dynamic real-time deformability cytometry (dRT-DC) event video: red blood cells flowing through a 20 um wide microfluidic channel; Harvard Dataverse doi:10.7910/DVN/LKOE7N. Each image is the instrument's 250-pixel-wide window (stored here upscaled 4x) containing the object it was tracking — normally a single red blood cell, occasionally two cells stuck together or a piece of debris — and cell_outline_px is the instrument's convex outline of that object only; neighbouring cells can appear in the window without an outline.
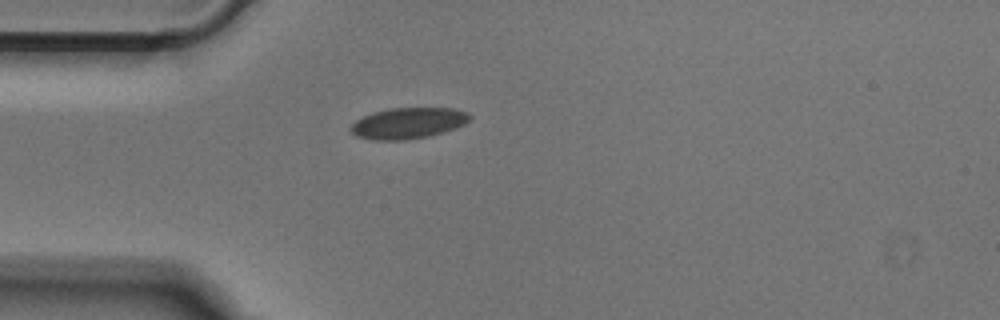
{"species": "Egyptian fruit bat (a non-hibernating species)", "species_latin": "Rousettus aegyptiacus", "temperature_condition": "cold", "stored_images_in_passage": 21, "segment_of_instrument_passage": [1, 2], "camera_frame_rate_fps": 3000, "um_per_image_px": 0.085, "animal": {"sex": "male"}, "frame": {"image": 1, "passage_image": 1, "time_ms": 0.0, "image_size_px": [1000, 320], "cell_outline_px": [[472, 116], [464, 124], [456, 128], [444, 132], [428, 136], [404, 140], [372, 140], [356, 136], [348, 128], [356, 120], [372, 112], [388, 108], [452, 108], [468, 112]], "centroid_in_image_um": [34.68, 10.46], "position_along_channel_um": 50.3, "area_um2": 21.62}}
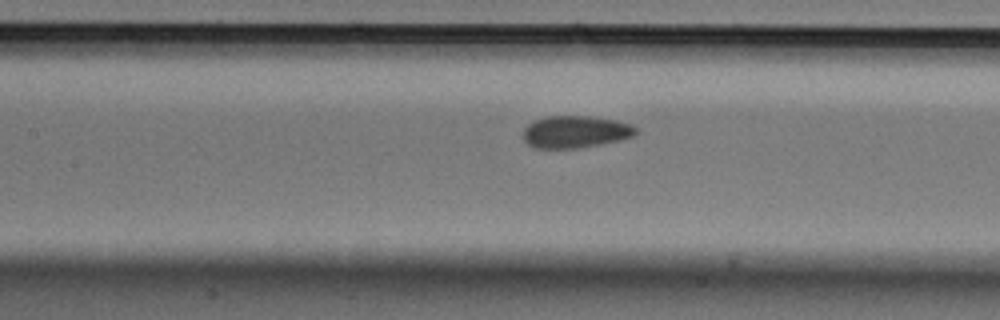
{"frame": {"image": 2, "passage_image": 10, "time_ms": 3.0, "image_size_px": [1000, 320], "cell_outline_px": [[640, 132], [632, 136], [620, 140], [580, 148], [532, 148], [524, 140], [524, 128], [528, 124], [536, 120], [548, 116], [588, 116], [616, 120], [632, 124]], "centroid_in_image_um": [48.93, 11.21], "position_along_channel_um": 158.5, "area_um2": 21.15}}
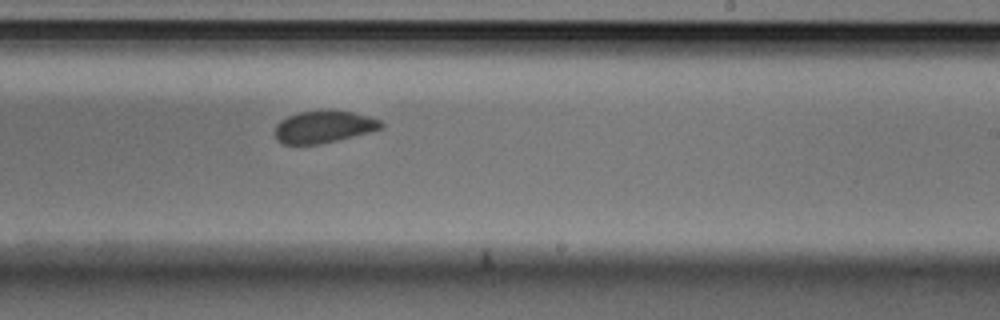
{"frame": {"image": 3, "passage_image": 18, "time_ms": 5.667, "image_size_px": [1000, 320], "cell_outline_px": [[384, 128], [372, 132], [320, 144], [284, 144], [276, 140], [276, 124], [280, 120], [296, 112], [328, 108], [352, 112], [368, 116], [380, 120], [384, 124]], "centroid_in_image_um": [27.54, 10.75], "position_along_channel_um": 261.5, "area_um2": 20.4}}